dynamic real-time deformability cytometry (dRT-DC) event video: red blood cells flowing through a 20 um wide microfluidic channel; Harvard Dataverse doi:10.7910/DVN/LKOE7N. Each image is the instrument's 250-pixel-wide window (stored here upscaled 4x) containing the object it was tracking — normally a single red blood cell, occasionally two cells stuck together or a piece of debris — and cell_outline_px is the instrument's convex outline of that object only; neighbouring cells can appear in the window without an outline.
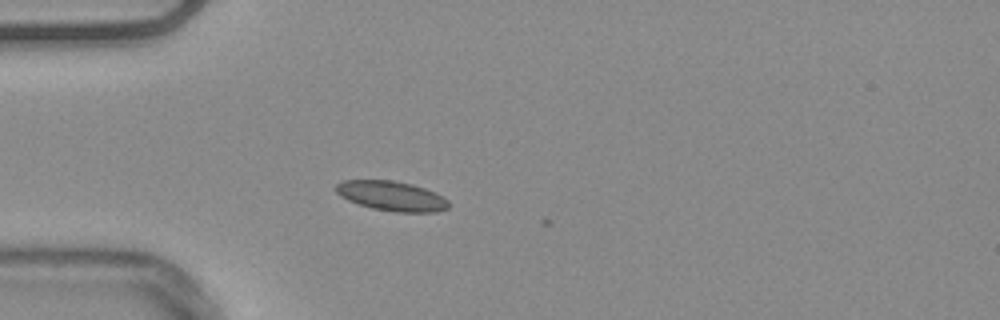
{"species": "common noctule bat (a hibernating species)", "species_latin": "Nyctalus noctula", "temperature_condition": "warm", "stored_images_in_passage": 6, "camera_frame_rate_fps": 3000, "um_per_image_px": 0.085, "animal": {"sex": "male", "body_mass_g": 20.4}, "frame": {"image": 1, "passage_image": 3, "time_ms": 0.667, "image_size_px": [1000, 320], "cell_outline_px": [[448, 208], [436, 212], [396, 212], [372, 208], [348, 200], [340, 196], [332, 188], [336, 184], [344, 180], [392, 180], [412, 184], [436, 192], [444, 196], [448, 200]], "centroid_in_image_um": [33.28, 16.65], "position_along_channel_um": 51.7, "area_um2": 19.65}}